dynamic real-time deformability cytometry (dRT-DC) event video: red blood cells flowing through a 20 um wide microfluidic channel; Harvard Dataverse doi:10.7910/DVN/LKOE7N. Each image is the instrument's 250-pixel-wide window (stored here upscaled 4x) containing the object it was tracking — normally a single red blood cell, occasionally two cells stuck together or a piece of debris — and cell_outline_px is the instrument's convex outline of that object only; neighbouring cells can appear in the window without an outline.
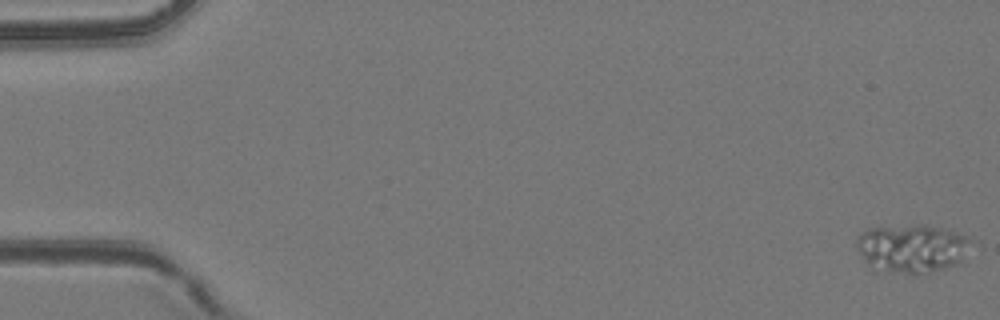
{"species": "common noctule bat (a hibernating species)", "species_latin": "Nyctalus noctula", "temperature_condition": "room temperature", "stored_images_in_passage": 45, "camera_frame_rate_fps": 3000, "um_per_image_px": 0.085, "animal": {"sex": "female", "body_mass_g": 24.6, "forearm_length_mm": 56.2}, "frame": {"image": 1, "passage_image": 1, "time_ms": 0.0, "image_size_px": [1000, 320], "cell_outline_px": [[968, 240], [964, 260], [956, 264], [932, 272], [916, 276], [872, 272], [864, 260], [856, 244], [856, 240], [868, 228], [916, 224], [940, 228], [956, 232], [968, 236]], "centroid_in_image_um": [77.45, 21.17], "position_along_channel_um": 7.6, "area_um2": 32.83}}
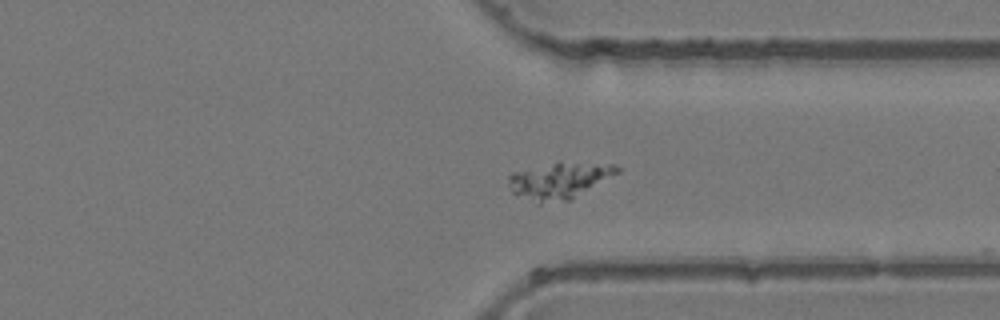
{"frame": {"image": 2, "passage_image": 39, "time_ms": 12.667, "image_size_px": [1000, 320], "cell_outline_px": [[620, 172], [572, 200], [540, 204], [516, 196], [508, 188], [508, 176], [512, 172], [560, 160], [616, 164], [620, 168]], "centroid_in_image_um": [47.54, 15.33], "position_along_channel_um": 363.9, "area_um2": 24.04}}
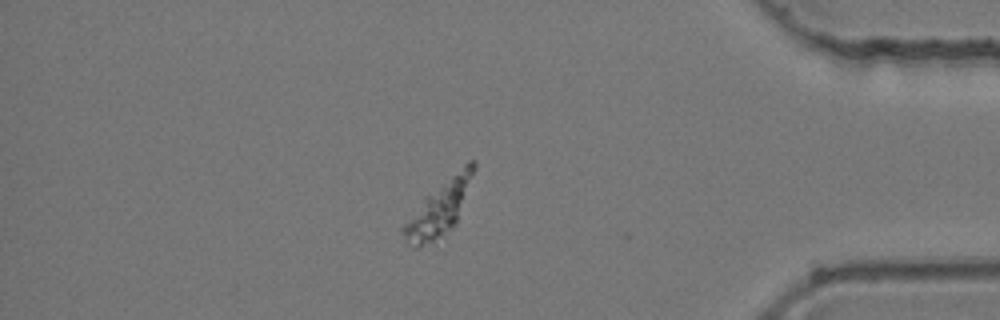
{"frame": {"image": 3, "passage_image": 44, "time_ms": 14.333, "image_size_px": [1000, 320], "cell_outline_px": [[476, 168], [456, 224], [452, 228], [432, 244], [416, 248], [412, 248], [408, 244], [400, 232], [400, 228], [424, 200], [428, 196], [468, 160], [476, 160]], "centroid_in_image_um": [37.34, 17.77], "position_along_channel_um": 397.9, "area_um2": 21.91}}